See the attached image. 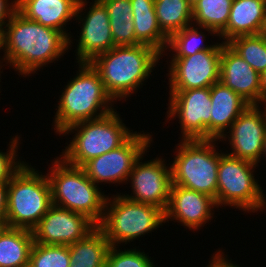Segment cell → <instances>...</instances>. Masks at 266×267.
<instances>
[{"instance_id":"obj_26","label":"cell","mask_w":266,"mask_h":267,"mask_svg":"<svg viewBox=\"0 0 266 267\" xmlns=\"http://www.w3.org/2000/svg\"><path fill=\"white\" fill-rule=\"evenodd\" d=\"M154 7L159 27L168 37L193 24L188 0H154Z\"/></svg>"},{"instance_id":"obj_23","label":"cell","mask_w":266,"mask_h":267,"mask_svg":"<svg viewBox=\"0 0 266 267\" xmlns=\"http://www.w3.org/2000/svg\"><path fill=\"white\" fill-rule=\"evenodd\" d=\"M68 247L70 267H105L111 246L105 233L97 226L85 238Z\"/></svg>"},{"instance_id":"obj_6","label":"cell","mask_w":266,"mask_h":267,"mask_svg":"<svg viewBox=\"0 0 266 267\" xmlns=\"http://www.w3.org/2000/svg\"><path fill=\"white\" fill-rule=\"evenodd\" d=\"M30 166L25 162L8 182L6 221L32 231L52 205V195L48 176Z\"/></svg>"},{"instance_id":"obj_9","label":"cell","mask_w":266,"mask_h":267,"mask_svg":"<svg viewBox=\"0 0 266 267\" xmlns=\"http://www.w3.org/2000/svg\"><path fill=\"white\" fill-rule=\"evenodd\" d=\"M258 164L220 151L217 181V207L233 206L236 209L257 212L264 193L254 176ZM255 168V169H254Z\"/></svg>"},{"instance_id":"obj_2","label":"cell","mask_w":266,"mask_h":267,"mask_svg":"<svg viewBox=\"0 0 266 267\" xmlns=\"http://www.w3.org/2000/svg\"><path fill=\"white\" fill-rule=\"evenodd\" d=\"M160 57L163 56L159 51L146 44L115 46L89 63L99 73L112 99L126 101L139 86L142 88Z\"/></svg>"},{"instance_id":"obj_41","label":"cell","mask_w":266,"mask_h":267,"mask_svg":"<svg viewBox=\"0 0 266 267\" xmlns=\"http://www.w3.org/2000/svg\"><path fill=\"white\" fill-rule=\"evenodd\" d=\"M262 157H264L263 159L266 158V132H265V137H264V146H263V154H262Z\"/></svg>"},{"instance_id":"obj_19","label":"cell","mask_w":266,"mask_h":267,"mask_svg":"<svg viewBox=\"0 0 266 267\" xmlns=\"http://www.w3.org/2000/svg\"><path fill=\"white\" fill-rule=\"evenodd\" d=\"M78 1L17 0V11L29 20L64 33L69 38L70 46L72 43L71 35L67 33L64 27H66L67 22L74 20Z\"/></svg>"},{"instance_id":"obj_40","label":"cell","mask_w":266,"mask_h":267,"mask_svg":"<svg viewBox=\"0 0 266 267\" xmlns=\"http://www.w3.org/2000/svg\"><path fill=\"white\" fill-rule=\"evenodd\" d=\"M260 35H262L264 38H266V13L263 21V25L260 31Z\"/></svg>"},{"instance_id":"obj_28","label":"cell","mask_w":266,"mask_h":267,"mask_svg":"<svg viewBox=\"0 0 266 267\" xmlns=\"http://www.w3.org/2000/svg\"><path fill=\"white\" fill-rule=\"evenodd\" d=\"M198 29L199 26L195 27L193 24L173 33L169 37L166 50L170 48L169 51L174 52L173 57H187L199 51L210 50L214 44L204 45L206 35Z\"/></svg>"},{"instance_id":"obj_22","label":"cell","mask_w":266,"mask_h":267,"mask_svg":"<svg viewBox=\"0 0 266 267\" xmlns=\"http://www.w3.org/2000/svg\"><path fill=\"white\" fill-rule=\"evenodd\" d=\"M136 38L159 51L162 55L169 37L159 27L154 0H130Z\"/></svg>"},{"instance_id":"obj_37","label":"cell","mask_w":266,"mask_h":267,"mask_svg":"<svg viewBox=\"0 0 266 267\" xmlns=\"http://www.w3.org/2000/svg\"><path fill=\"white\" fill-rule=\"evenodd\" d=\"M260 89L262 105L266 104V69L260 73Z\"/></svg>"},{"instance_id":"obj_13","label":"cell","mask_w":266,"mask_h":267,"mask_svg":"<svg viewBox=\"0 0 266 267\" xmlns=\"http://www.w3.org/2000/svg\"><path fill=\"white\" fill-rule=\"evenodd\" d=\"M87 3L89 2L86 0H79L75 14V20H80L78 23H82L77 40L79 41L77 55L75 54L77 63H89L96 56L115 47L107 8L100 0H94L93 4L90 3L92 6L85 15L81 12H84Z\"/></svg>"},{"instance_id":"obj_32","label":"cell","mask_w":266,"mask_h":267,"mask_svg":"<svg viewBox=\"0 0 266 267\" xmlns=\"http://www.w3.org/2000/svg\"><path fill=\"white\" fill-rule=\"evenodd\" d=\"M107 8L110 23L133 22L130 0H100Z\"/></svg>"},{"instance_id":"obj_39","label":"cell","mask_w":266,"mask_h":267,"mask_svg":"<svg viewBox=\"0 0 266 267\" xmlns=\"http://www.w3.org/2000/svg\"><path fill=\"white\" fill-rule=\"evenodd\" d=\"M8 223L6 220H0V236L3 234V232L8 228Z\"/></svg>"},{"instance_id":"obj_36","label":"cell","mask_w":266,"mask_h":267,"mask_svg":"<svg viewBox=\"0 0 266 267\" xmlns=\"http://www.w3.org/2000/svg\"><path fill=\"white\" fill-rule=\"evenodd\" d=\"M8 182L0 183V220H6Z\"/></svg>"},{"instance_id":"obj_5","label":"cell","mask_w":266,"mask_h":267,"mask_svg":"<svg viewBox=\"0 0 266 267\" xmlns=\"http://www.w3.org/2000/svg\"><path fill=\"white\" fill-rule=\"evenodd\" d=\"M119 116L117 111L113 110L103 117L77 122L67 127L61 134L73 132L75 137L59 157L67 164L82 167L90 159L123 145L135 132L129 130Z\"/></svg>"},{"instance_id":"obj_8","label":"cell","mask_w":266,"mask_h":267,"mask_svg":"<svg viewBox=\"0 0 266 267\" xmlns=\"http://www.w3.org/2000/svg\"><path fill=\"white\" fill-rule=\"evenodd\" d=\"M112 197H107L104 217L98 225L110 246L138 240L165 223V213L159 207L132 201L121 193Z\"/></svg>"},{"instance_id":"obj_4","label":"cell","mask_w":266,"mask_h":267,"mask_svg":"<svg viewBox=\"0 0 266 267\" xmlns=\"http://www.w3.org/2000/svg\"><path fill=\"white\" fill-rule=\"evenodd\" d=\"M53 161L46 174L52 204L86 215L98 226L104 217L108 196L87 177L82 167L67 164L61 157Z\"/></svg>"},{"instance_id":"obj_29","label":"cell","mask_w":266,"mask_h":267,"mask_svg":"<svg viewBox=\"0 0 266 267\" xmlns=\"http://www.w3.org/2000/svg\"><path fill=\"white\" fill-rule=\"evenodd\" d=\"M67 245H45L33 243L28 267H70Z\"/></svg>"},{"instance_id":"obj_15","label":"cell","mask_w":266,"mask_h":267,"mask_svg":"<svg viewBox=\"0 0 266 267\" xmlns=\"http://www.w3.org/2000/svg\"><path fill=\"white\" fill-rule=\"evenodd\" d=\"M97 225L86 215L52 204L32 229L35 243L71 245L85 238Z\"/></svg>"},{"instance_id":"obj_34","label":"cell","mask_w":266,"mask_h":267,"mask_svg":"<svg viewBox=\"0 0 266 267\" xmlns=\"http://www.w3.org/2000/svg\"><path fill=\"white\" fill-rule=\"evenodd\" d=\"M16 11L17 0H0V26H5Z\"/></svg>"},{"instance_id":"obj_18","label":"cell","mask_w":266,"mask_h":267,"mask_svg":"<svg viewBox=\"0 0 266 267\" xmlns=\"http://www.w3.org/2000/svg\"><path fill=\"white\" fill-rule=\"evenodd\" d=\"M219 81L250 105H262L260 73L224 42H222Z\"/></svg>"},{"instance_id":"obj_12","label":"cell","mask_w":266,"mask_h":267,"mask_svg":"<svg viewBox=\"0 0 266 267\" xmlns=\"http://www.w3.org/2000/svg\"><path fill=\"white\" fill-rule=\"evenodd\" d=\"M222 43L192 56L172 57L169 68V89L188 90L211 87L220 79Z\"/></svg>"},{"instance_id":"obj_16","label":"cell","mask_w":266,"mask_h":267,"mask_svg":"<svg viewBox=\"0 0 266 267\" xmlns=\"http://www.w3.org/2000/svg\"><path fill=\"white\" fill-rule=\"evenodd\" d=\"M249 105L232 123L228 132L219 141H226L232 149L231 156L258 164L262 158L266 132V104ZM229 133V135H228ZM227 135V136H226Z\"/></svg>"},{"instance_id":"obj_11","label":"cell","mask_w":266,"mask_h":267,"mask_svg":"<svg viewBox=\"0 0 266 267\" xmlns=\"http://www.w3.org/2000/svg\"><path fill=\"white\" fill-rule=\"evenodd\" d=\"M167 119L179 118L182 140H211L210 87L169 90Z\"/></svg>"},{"instance_id":"obj_33","label":"cell","mask_w":266,"mask_h":267,"mask_svg":"<svg viewBox=\"0 0 266 267\" xmlns=\"http://www.w3.org/2000/svg\"><path fill=\"white\" fill-rule=\"evenodd\" d=\"M115 46H135L142 44L135 35L134 23H110Z\"/></svg>"},{"instance_id":"obj_43","label":"cell","mask_w":266,"mask_h":267,"mask_svg":"<svg viewBox=\"0 0 266 267\" xmlns=\"http://www.w3.org/2000/svg\"><path fill=\"white\" fill-rule=\"evenodd\" d=\"M188 1L193 6L198 0H188Z\"/></svg>"},{"instance_id":"obj_27","label":"cell","mask_w":266,"mask_h":267,"mask_svg":"<svg viewBox=\"0 0 266 267\" xmlns=\"http://www.w3.org/2000/svg\"><path fill=\"white\" fill-rule=\"evenodd\" d=\"M227 44L258 73L266 69V38L262 35L239 36Z\"/></svg>"},{"instance_id":"obj_25","label":"cell","mask_w":266,"mask_h":267,"mask_svg":"<svg viewBox=\"0 0 266 267\" xmlns=\"http://www.w3.org/2000/svg\"><path fill=\"white\" fill-rule=\"evenodd\" d=\"M233 0H198L193 6V24L219 36L225 29Z\"/></svg>"},{"instance_id":"obj_38","label":"cell","mask_w":266,"mask_h":267,"mask_svg":"<svg viewBox=\"0 0 266 267\" xmlns=\"http://www.w3.org/2000/svg\"><path fill=\"white\" fill-rule=\"evenodd\" d=\"M5 26H0V50L2 49L3 52H5ZM1 62V61H0ZM1 64V63H0ZM2 67V65H0ZM1 70V68H0ZM2 73V71H0Z\"/></svg>"},{"instance_id":"obj_7","label":"cell","mask_w":266,"mask_h":267,"mask_svg":"<svg viewBox=\"0 0 266 267\" xmlns=\"http://www.w3.org/2000/svg\"><path fill=\"white\" fill-rule=\"evenodd\" d=\"M171 164L172 185L206 194L217 205V181L220 153L212 140H180Z\"/></svg>"},{"instance_id":"obj_30","label":"cell","mask_w":266,"mask_h":267,"mask_svg":"<svg viewBox=\"0 0 266 267\" xmlns=\"http://www.w3.org/2000/svg\"><path fill=\"white\" fill-rule=\"evenodd\" d=\"M116 246H111L106 257L105 267H155L151 257L139 249L120 251Z\"/></svg>"},{"instance_id":"obj_35","label":"cell","mask_w":266,"mask_h":267,"mask_svg":"<svg viewBox=\"0 0 266 267\" xmlns=\"http://www.w3.org/2000/svg\"><path fill=\"white\" fill-rule=\"evenodd\" d=\"M225 256L224 253H222L221 250H218L215 252V255L213 254V257L211 258V262H209L207 267H240L239 265L233 264L231 260H229ZM227 258V259H226Z\"/></svg>"},{"instance_id":"obj_24","label":"cell","mask_w":266,"mask_h":267,"mask_svg":"<svg viewBox=\"0 0 266 267\" xmlns=\"http://www.w3.org/2000/svg\"><path fill=\"white\" fill-rule=\"evenodd\" d=\"M33 243L31 230L8 227L0 236V267H28Z\"/></svg>"},{"instance_id":"obj_21","label":"cell","mask_w":266,"mask_h":267,"mask_svg":"<svg viewBox=\"0 0 266 267\" xmlns=\"http://www.w3.org/2000/svg\"><path fill=\"white\" fill-rule=\"evenodd\" d=\"M266 0H233L226 29L219 35L224 43L233 38L260 34Z\"/></svg>"},{"instance_id":"obj_42","label":"cell","mask_w":266,"mask_h":267,"mask_svg":"<svg viewBox=\"0 0 266 267\" xmlns=\"http://www.w3.org/2000/svg\"><path fill=\"white\" fill-rule=\"evenodd\" d=\"M266 196H264V198H263V201H262V204H261V206H260V211L261 212H263L262 210H265V208H266V198H265Z\"/></svg>"},{"instance_id":"obj_1","label":"cell","mask_w":266,"mask_h":267,"mask_svg":"<svg viewBox=\"0 0 266 267\" xmlns=\"http://www.w3.org/2000/svg\"><path fill=\"white\" fill-rule=\"evenodd\" d=\"M4 39L3 61L23 77L58 61L70 49L69 38L64 33L29 20L18 11L5 25Z\"/></svg>"},{"instance_id":"obj_17","label":"cell","mask_w":266,"mask_h":267,"mask_svg":"<svg viewBox=\"0 0 266 267\" xmlns=\"http://www.w3.org/2000/svg\"><path fill=\"white\" fill-rule=\"evenodd\" d=\"M214 208L218 207L212 197L180 185H171L168 206L164 212L165 222L173 219L190 230H200L213 218Z\"/></svg>"},{"instance_id":"obj_31","label":"cell","mask_w":266,"mask_h":267,"mask_svg":"<svg viewBox=\"0 0 266 267\" xmlns=\"http://www.w3.org/2000/svg\"><path fill=\"white\" fill-rule=\"evenodd\" d=\"M18 135L12 138L9 142V148L7 152L0 150V183L9 182L12 176L24 165V161H17L18 147H19ZM11 143V144H10ZM18 145V146H17ZM17 156V157H16Z\"/></svg>"},{"instance_id":"obj_20","label":"cell","mask_w":266,"mask_h":267,"mask_svg":"<svg viewBox=\"0 0 266 267\" xmlns=\"http://www.w3.org/2000/svg\"><path fill=\"white\" fill-rule=\"evenodd\" d=\"M210 96L211 140H219L250 104L220 81L210 87Z\"/></svg>"},{"instance_id":"obj_3","label":"cell","mask_w":266,"mask_h":267,"mask_svg":"<svg viewBox=\"0 0 266 267\" xmlns=\"http://www.w3.org/2000/svg\"><path fill=\"white\" fill-rule=\"evenodd\" d=\"M78 64L77 76L67 83L58 101L54 129L59 135L77 122L97 119L115 110V101L105 90L99 73L90 63Z\"/></svg>"},{"instance_id":"obj_10","label":"cell","mask_w":266,"mask_h":267,"mask_svg":"<svg viewBox=\"0 0 266 267\" xmlns=\"http://www.w3.org/2000/svg\"><path fill=\"white\" fill-rule=\"evenodd\" d=\"M143 132V134H142ZM135 133L120 147L98 157L90 159L82 168L87 177L97 186L99 183L127 184L135 162L148 152L153 140L152 135Z\"/></svg>"},{"instance_id":"obj_14","label":"cell","mask_w":266,"mask_h":267,"mask_svg":"<svg viewBox=\"0 0 266 267\" xmlns=\"http://www.w3.org/2000/svg\"><path fill=\"white\" fill-rule=\"evenodd\" d=\"M143 159L142 155L135 162L128 177L133 195H122L138 203L159 207L165 212L172 185L171 167L164 164L163 158L140 162Z\"/></svg>"}]
</instances>
